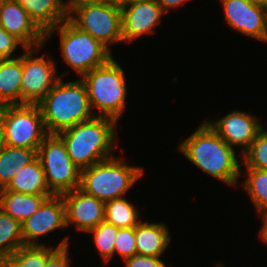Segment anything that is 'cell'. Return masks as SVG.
Instances as JSON below:
<instances>
[{
  "mask_svg": "<svg viewBox=\"0 0 267 267\" xmlns=\"http://www.w3.org/2000/svg\"><path fill=\"white\" fill-rule=\"evenodd\" d=\"M4 106L0 105V145L3 139Z\"/></svg>",
  "mask_w": 267,
  "mask_h": 267,
  "instance_id": "d590c367",
  "label": "cell"
},
{
  "mask_svg": "<svg viewBox=\"0 0 267 267\" xmlns=\"http://www.w3.org/2000/svg\"><path fill=\"white\" fill-rule=\"evenodd\" d=\"M118 230L119 228L103 221L87 232L88 234H93V242L105 263H108L113 258L114 242Z\"/></svg>",
  "mask_w": 267,
  "mask_h": 267,
  "instance_id": "4316f807",
  "label": "cell"
},
{
  "mask_svg": "<svg viewBox=\"0 0 267 267\" xmlns=\"http://www.w3.org/2000/svg\"><path fill=\"white\" fill-rule=\"evenodd\" d=\"M2 190H12L22 194L54 195L46 182L41 162L36 157L25 167L17 170L16 175Z\"/></svg>",
  "mask_w": 267,
  "mask_h": 267,
  "instance_id": "d6986e66",
  "label": "cell"
},
{
  "mask_svg": "<svg viewBox=\"0 0 267 267\" xmlns=\"http://www.w3.org/2000/svg\"><path fill=\"white\" fill-rule=\"evenodd\" d=\"M189 0H156L161 8L167 13L171 8L185 4Z\"/></svg>",
  "mask_w": 267,
  "mask_h": 267,
  "instance_id": "836d02e7",
  "label": "cell"
},
{
  "mask_svg": "<svg viewBox=\"0 0 267 267\" xmlns=\"http://www.w3.org/2000/svg\"><path fill=\"white\" fill-rule=\"evenodd\" d=\"M46 32L68 19L63 11L64 0H16Z\"/></svg>",
  "mask_w": 267,
  "mask_h": 267,
  "instance_id": "44dd1931",
  "label": "cell"
},
{
  "mask_svg": "<svg viewBox=\"0 0 267 267\" xmlns=\"http://www.w3.org/2000/svg\"><path fill=\"white\" fill-rule=\"evenodd\" d=\"M18 46H22L24 50L26 49L19 39L0 26V59L15 58L13 54Z\"/></svg>",
  "mask_w": 267,
  "mask_h": 267,
  "instance_id": "f546056e",
  "label": "cell"
},
{
  "mask_svg": "<svg viewBox=\"0 0 267 267\" xmlns=\"http://www.w3.org/2000/svg\"><path fill=\"white\" fill-rule=\"evenodd\" d=\"M115 253L119 254L123 260L137 254L135 227L119 228L114 242L113 256Z\"/></svg>",
  "mask_w": 267,
  "mask_h": 267,
  "instance_id": "f1b7e54d",
  "label": "cell"
},
{
  "mask_svg": "<svg viewBox=\"0 0 267 267\" xmlns=\"http://www.w3.org/2000/svg\"><path fill=\"white\" fill-rule=\"evenodd\" d=\"M80 79L84 82L94 116L107 117L116 122L125 109L126 78L122 67L113 57L104 65L93 68Z\"/></svg>",
  "mask_w": 267,
  "mask_h": 267,
  "instance_id": "277c9868",
  "label": "cell"
},
{
  "mask_svg": "<svg viewBox=\"0 0 267 267\" xmlns=\"http://www.w3.org/2000/svg\"><path fill=\"white\" fill-rule=\"evenodd\" d=\"M37 157V150L0 145V190L4 189L17 170L25 167Z\"/></svg>",
  "mask_w": 267,
  "mask_h": 267,
  "instance_id": "603a6c76",
  "label": "cell"
},
{
  "mask_svg": "<svg viewBox=\"0 0 267 267\" xmlns=\"http://www.w3.org/2000/svg\"><path fill=\"white\" fill-rule=\"evenodd\" d=\"M171 239L165 223L141 221L135 226L136 250L139 255L161 257Z\"/></svg>",
  "mask_w": 267,
  "mask_h": 267,
  "instance_id": "e0dca14e",
  "label": "cell"
},
{
  "mask_svg": "<svg viewBox=\"0 0 267 267\" xmlns=\"http://www.w3.org/2000/svg\"><path fill=\"white\" fill-rule=\"evenodd\" d=\"M48 135L38 104L4 106L2 144L38 150Z\"/></svg>",
  "mask_w": 267,
  "mask_h": 267,
  "instance_id": "ba28073f",
  "label": "cell"
},
{
  "mask_svg": "<svg viewBox=\"0 0 267 267\" xmlns=\"http://www.w3.org/2000/svg\"><path fill=\"white\" fill-rule=\"evenodd\" d=\"M227 24L247 37L262 42L265 33L267 9L247 0H220Z\"/></svg>",
  "mask_w": 267,
  "mask_h": 267,
  "instance_id": "2e32d148",
  "label": "cell"
},
{
  "mask_svg": "<svg viewBox=\"0 0 267 267\" xmlns=\"http://www.w3.org/2000/svg\"><path fill=\"white\" fill-rule=\"evenodd\" d=\"M24 245H45L38 239L56 229L66 228L65 203L62 195L46 198L38 210L21 223Z\"/></svg>",
  "mask_w": 267,
  "mask_h": 267,
  "instance_id": "8fae6325",
  "label": "cell"
},
{
  "mask_svg": "<svg viewBox=\"0 0 267 267\" xmlns=\"http://www.w3.org/2000/svg\"><path fill=\"white\" fill-rule=\"evenodd\" d=\"M103 2V0H68L63 4V11L67 18L77 9Z\"/></svg>",
  "mask_w": 267,
  "mask_h": 267,
  "instance_id": "d6a6232c",
  "label": "cell"
},
{
  "mask_svg": "<svg viewBox=\"0 0 267 267\" xmlns=\"http://www.w3.org/2000/svg\"><path fill=\"white\" fill-rule=\"evenodd\" d=\"M208 125L231 147H242L244 153L257 135L264 129L255 115L244 113V111L233 110L226 116L216 121L207 120Z\"/></svg>",
  "mask_w": 267,
  "mask_h": 267,
  "instance_id": "7c38bea8",
  "label": "cell"
},
{
  "mask_svg": "<svg viewBox=\"0 0 267 267\" xmlns=\"http://www.w3.org/2000/svg\"><path fill=\"white\" fill-rule=\"evenodd\" d=\"M49 190L62 195L80 187L81 170L72 162L65 143L49 134L37 150Z\"/></svg>",
  "mask_w": 267,
  "mask_h": 267,
  "instance_id": "52a82bcc",
  "label": "cell"
},
{
  "mask_svg": "<svg viewBox=\"0 0 267 267\" xmlns=\"http://www.w3.org/2000/svg\"><path fill=\"white\" fill-rule=\"evenodd\" d=\"M104 214L105 221L117 228H132L142 221L135 204L125 197L106 201Z\"/></svg>",
  "mask_w": 267,
  "mask_h": 267,
  "instance_id": "cb8c5ba5",
  "label": "cell"
},
{
  "mask_svg": "<svg viewBox=\"0 0 267 267\" xmlns=\"http://www.w3.org/2000/svg\"><path fill=\"white\" fill-rule=\"evenodd\" d=\"M161 257H152L135 254L124 260L126 267H166ZM171 267V265L167 266Z\"/></svg>",
  "mask_w": 267,
  "mask_h": 267,
  "instance_id": "4dcf8cb0",
  "label": "cell"
},
{
  "mask_svg": "<svg viewBox=\"0 0 267 267\" xmlns=\"http://www.w3.org/2000/svg\"><path fill=\"white\" fill-rule=\"evenodd\" d=\"M128 0H103V2L114 4L117 6H123L127 3Z\"/></svg>",
  "mask_w": 267,
  "mask_h": 267,
  "instance_id": "74e56055",
  "label": "cell"
},
{
  "mask_svg": "<svg viewBox=\"0 0 267 267\" xmlns=\"http://www.w3.org/2000/svg\"><path fill=\"white\" fill-rule=\"evenodd\" d=\"M0 26L26 48L40 47L46 42L45 32L16 0H0Z\"/></svg>",
  "mask_w": 267,
  "mask_h": 267,
  "instance_id": "9a60e30c",
  "label": "cell"
},
{
  "mask_svg": "<svg viewBox=\"0 0 267 267\" xmlns=\"http://www.w3.org/2000/svg\"><path fill=\"white\" fill-rule=\"evenodd\" d=\"M68 20L108 49L110 45L123 42L120 6L106 2L84 6L74 11Z\"/></svg>",
  "mask_w": 267,
  "mask_h": 267,
  "instance_id": "9c48e42d",
  "label": "cell"
},
{
  "mask_svg": "<svg viewBox=\"0 0 267 267\" xmlns=\"http://www.w3.org/2000/svg\"><path fill=\"white\" fill-rule=\"evenodd\" d=\"M249 3L267 9V0H247Z\"/></svg>",
  "mask_w": 267,
  "mask_h": 267,
  "instance_id": "8d00e7d4",
  "label": "cell"
},
{
  "mask_svg": "<svg viewBox=\"0 0 267 267\" xmlns=\"http://www.w3.org/2000/svg\"><path fill=\"white\" fill-rule=\"evenodd\" d=\"M26 48L22 54V104H38L62 78L57 75V67L52 57H35V51L42 49ZM58 76V77H57Z\"/></svg>",
  "mask_w": 267,
  "mask_h": 267,
  "instance_id": "30bf717a",
  "label": "cell"
},
{
  "mask_svg": "<svg viewBox=\"0 0 267 267\" xmlns=\"http://www.w3.org/2000/svg\"><path fill=\"white\" fill-rule=\"evenodd\" d=\"M263 226L260 230V240L267 244V215L262 216Z\"/></svg>",
  "mask_w": 267,
  "mask_h": 267,
  "instance_id": "e575fe53",
  "label": "cell"
},
{
  "mask_svg": "<svg viewBox=\"0 0 267 267\" xmlns=\"http://www.w3.org/2000/svg\"><path fill=\"white\" fill-rule=\"evenodd\" d=\"M217 267H225L223 264L216 265Z\"/></svg>",
  "mask_w": 267,
  "mask_h": 267,
  "instance_id": "ab89813d",
  "label": "cell"
},
{
  "mask_svg": "<svg viewBox=\"0 0 267 267\" xmlns=\"http://www.w3.org/2000/svg\"><path fill=\"white\" fill-rule=\"evenodd\" d=\"M123 41L131 42L153 33L166 12L156 0H131L121 6Z\"/></svg>",
  "mask_w": 267,
  "mask_h": 267,
  "instance_id": "4fadbf2b",
  "label": "cell"
},
{
  "mask_svg": "<svg viewBox=\"0 0 267 267\" xmlns=\"http://www.w3.org/2000/svg\"><path fill=\"white\" fill-rule=\"evenodd\" d=\"M55 31H58L60 35V48L64 62L81 77L93 68L104 65L112 58L110 49L89 33L78 29L68 19L47 30L45 41Z\"/></svg>",
  "mask_w": 267,
  "mask_h": 267,
  "instance_id": "8992f818",
  "label": "cell"
},
{
  "mask_svg": "<svg viewBox=\"0 0 267 267\" xmlns=\"http://www.w3.org/2000/svg\"><path fill=\"white\" fill-rule=\"evenodd\" d=\"M247 178L243 182L253 206L261 216L267 215V170L245 168Z\"/></svg>",
  "mask_w": 267,
  "mask_h": 267,
  "instance_id": "484cf974",
  "label": "cell"
},
{
  "mask_svg": "<svg viewBox=\"0 0 267 267\" xmlns=\"http://www.w3.org/2000/svg\"><path fill=\"white\" fill-rule=\"evenodd\" d=\"M241 165L246 168L267 170V131L263 129L241 155ZM245 162V163H244Z\"/></svg>",
  "mask_w": 267,
  "mask_h": 267,
  "instance_id": "83f0119b",
  "label": "cell"
},
{
  "mask_svg": "<svg viewBox=\"0 0 267 267\" xmlns=\"http://www.w3.org/2000/svg\"><path fill=\"white\" fill-rule=\"evenodd\" d=\"M38 106L48 134H58L94 117L86 86L80 78L69 82L61 78Z\"/></svg>",
  "mask_w": 267,
  "mask_h": 267,
  "instance_id": "3957f363",
  "label": "cell"
},
{
  "mask_svg": "<svg viewBox=\"0 0 267 267\" xmlns=\"http://www.w3.org/2000/svg\"><path fill=\"white\" fill-rule=\"evenodd\" d=\"M69 236H66L55 247L46 245H24L12 255L5 258L2 263L6 267H45L47 259L60 247L69 246Z\"/></svg>",
  "mask_w": 267,
  "mask_h": 267,
  "instance_id": "7402d4cb",
  "label": "cell"
},
{
  "mask_svg": "<svg viewBox=\"0 0 267 267\" xmlns=\"http://www.w3.org/2000/svg\"><path fill=\"white\" fill-rule=\"evenodd\" d=\"M24 246L21 223L0 209V262Z\"/></svg>",
  "mask_w": 267,
  "mask_h": 267,
  "instance_id": "d4e9b609",
  "label": "cell"
},
{
  "mask_svg": "<svg viewBox=\"0 0 267 267\" xmlns=\"http://www.w3.org/2000/svg\"><path fill=\"white\" fill-rule=\"evenodd\" d=\"M0 267H6L2 262H0Z\"/></svg>",
  "mask_w": 267,
  "mask_h": 267,
  "instance_id": "60d3db41",
  "label": "cell"
},
{
  "mask_svg": "<svg viewBox=\"0 0 267 267\" xmlns=\"http://www.w3.org/2000/svg\"><path fill=\"white\" fill-rule=\"evenodd\" d=\"M179 151L211 177L235 187L241 177V163L233 147L225 143L207 121L178 145Z\"/></svg>",
  "mask_w": 267,
  "mask_h": 267,
  "instance_id": "6da1fadb",
  "label": "cell"
},
{
  "mask_svg": "<svg viewBox=\"0 0 267 267\" xmlns=\"http://www.w3.org/2000/svg\"><path fill=\"white\" fill-rule=\"evenodd\" d=\"M262 41L263 42L267 41V17H266L265 33H264V37H263Z\"/></svg>",
  "mask_w": 267,
  "mask_h": 267,
  "instance_id": "f35d334b",
  "label": "cell"
},
{
  "mask_svg": "<svg viewBox=\"0 0 267 267\" xmlns=\"http://www.w3.org/2000/svg\"><path fill=\"white\" fill-rule=\"evenodd\" d=\"M143 175V168L130 166L117 156L81 170L80 189L106 202L124 197Z\"/></svg>",
  "mask_w": 267,
  "mask_h": 267,
  "instance_id": "5b68a950",
  "label": "cell"
},
{
  "mask_svg": "<svg viewBox=\"0 0 267 267\" xmlns=\"http://www.w3.org/2000/svg\"><path fill=\"white\" fill-rule=\"evenodd\" d=\"M53 195L22 194L12 190H0V209L22 223L33 215L42 202Z\"/></svg>",
  "mask_w": 267,
  "mask_h": 267,
  "instance_id": "ffe728a7",
  "label": "cell"
},
{
  "mask_svg": "<svg viewBox=\"0 0 267 267\" xmlns=\"http://www.w3.org/2000/svg\"><path fill=\"white\" fill-rule=\"evenodd\" d=\"M22 55L0 59V105H21Z\"/></svg>",
  "mask_w": 267,
  "mask_h": 267,
  "instance_id": "ac0fdd59",
  "label": "cell"
},
{
  "mask_svg": "<svg viewBox=\"0 0 267 267\" xmlns=\"http://www.w3.org/2000/svg\"><path fill=\"white\" fill-rule=\"evenodd\" d=\"M68 247L58 248L48 259L45 267H69Z\"/></svg>",
  "mask_w": 267,
  "mask_h": 267,
  "instance_id": "1f68e13d",
  "label": "cell"
},
{
  "mask_svg": "<svg viewBox=\"0 0 267 267\" xmlns=\"http://www.w3.org/2000/svg\"><path fill=\"white\" fill-rule=\"evenodd\" d=\"M65 203L66 227L74 224L82 232L105 221V202L85 193L80 188L62 194Z\"/></svg>",
  "mask_w": 267,
  "mask_h": 267,
  "instance_id": "5bb4252c",
  "label": "cell"
},
{
  "mask_svg": "<svg viewBox=\"0 0 267 267\" xmlns=\"http://www.w3.org/2000/svg\"><path fill=\"white\" fill-rule=\"evenodd\" d=\"M116 126L114 119L94 116L57 135L65 143L72 162L82 170L114 157L112 153L117 140Z\"/></svg>",
  "mask_w": 267,
  "mask_h": 267,
  "instance_id": "7a4b0ae2",
  "label": "cell"
}]
</instances>
